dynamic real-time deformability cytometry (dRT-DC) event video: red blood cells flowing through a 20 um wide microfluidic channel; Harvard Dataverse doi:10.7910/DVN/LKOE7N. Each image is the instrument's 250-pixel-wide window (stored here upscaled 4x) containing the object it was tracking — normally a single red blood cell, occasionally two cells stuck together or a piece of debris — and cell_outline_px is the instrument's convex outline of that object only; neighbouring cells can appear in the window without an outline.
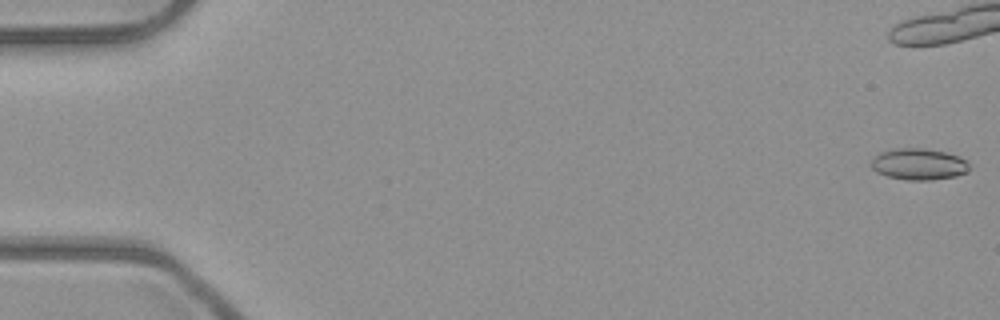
{"species": "common noctule bat (a hibernating species)", "species_latin": "Nyctalus noctula", "temperature_condition": "room temperature", "stored_images_in_passage": 12, "camera_frame_rate_fps": 3000, "um_per_image_px": 0.085, "animal": {"sex": "male", "body_mass_g": 23.1, "forearm_length_mm": 52.7}, "frame": {"image": 1, "passage_image": 1, "time_ms": 0.0, "image_size_px": [1000, 320], "cell_outline_px": [[968, 172], [956, 176], [932, 180], [908, 180], [888, 176], [876, 172], [872, 168], [872, 160], [880, 152], [892, 148], [924, 148], [948, 152], [960, 156], [968, 160]], "centroid_in_image_um": [78.13, 13.94], "position_along_channel_um": 6.9, "area_um2": 18.15}}